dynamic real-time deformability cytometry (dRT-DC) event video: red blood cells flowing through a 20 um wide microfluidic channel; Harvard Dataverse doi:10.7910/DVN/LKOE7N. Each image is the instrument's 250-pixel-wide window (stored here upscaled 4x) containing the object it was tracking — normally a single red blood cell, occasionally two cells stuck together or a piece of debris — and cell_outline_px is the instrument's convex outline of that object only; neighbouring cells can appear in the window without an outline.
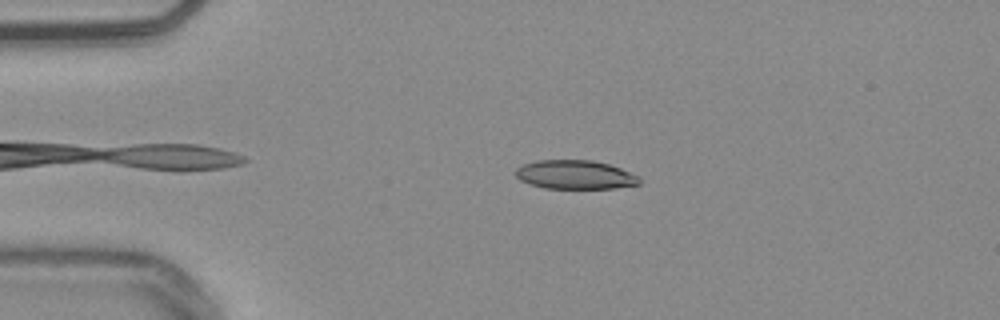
{"species": "common noctule bat (a hibernating species)", "species_latin": "Nyctalus noctula", "temperature_condition": "warm", "stored_images_in_passage": 47, "camera_frame_rate_fps": 3000, "um_per_image_px": 0.085, "animal": {"sex": "male", "body_mass_g": 20.4}, "frame": {"image": 1, "passage_image": 12, "time_ms": 3.667, "image_size_px": [1000, 320], "cell_outline_px": [[640, 184], [612, 188], [544, 188], [520, 180], [512, 172], [516, 168], [524, 164], [536, 160], [592, 160], [608, 164], [620, 168], [640, 176]], "centroid_in_image_um": [48.87, 14.84], "position_along_channel_um": 36.1, "area_um2": 20.81}}
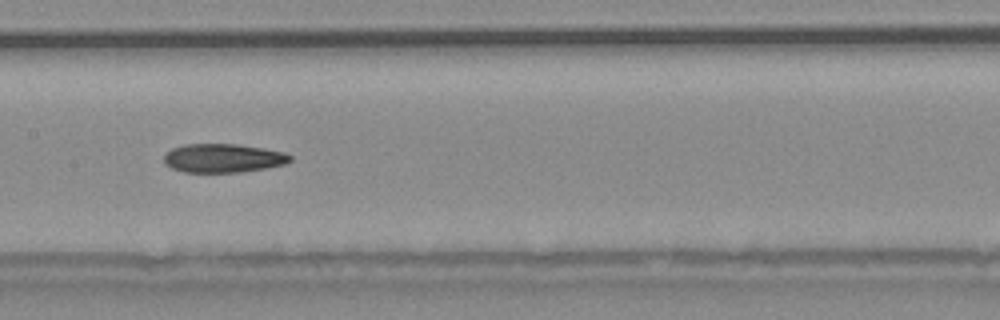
{"frame": {"image": 2, "passage_image": 27, "time_ms": 8.667, "image_size_px": [1000, 320], "cell_outline_px": [[292, 160], [284, 164], [268, 168], [240, 172], [184, 172], [172, 168], [164, 164], [164, 156], [172, 148], [184, 144], [236, 144], [264, 148], [284, 152], [292, 156]], "centroid_in_image_um": [18.98, 13.44], "position_along_channel_um": 188.4, "area_um2": 21.21}}
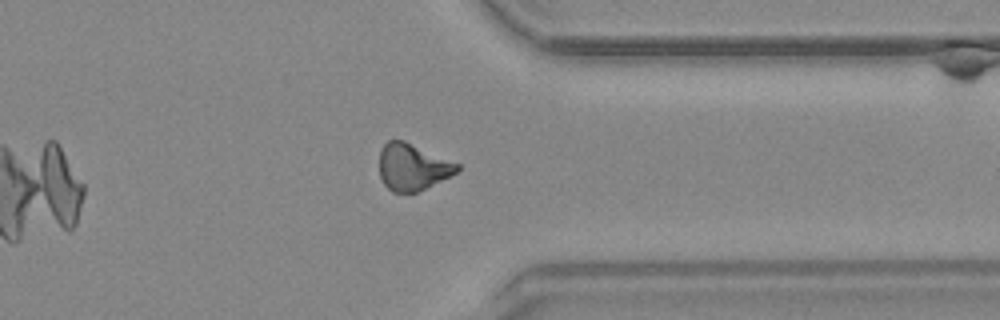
{"frame": {"image": 3, "passage_image": 42, "time_ms": 13.667, "image_size_px": [1000, 320], "cell_outline_px": [[460, 168], [456, 172], [416, 192], [392, 192], [384, 184], [380, 176], [380, 148], [388, 140], [404, 140], [460, 164]], "centroid_in_image_um": [35.03, 14.17], "position_along_channel_um": 376.4, "area_um2": 20.87}}